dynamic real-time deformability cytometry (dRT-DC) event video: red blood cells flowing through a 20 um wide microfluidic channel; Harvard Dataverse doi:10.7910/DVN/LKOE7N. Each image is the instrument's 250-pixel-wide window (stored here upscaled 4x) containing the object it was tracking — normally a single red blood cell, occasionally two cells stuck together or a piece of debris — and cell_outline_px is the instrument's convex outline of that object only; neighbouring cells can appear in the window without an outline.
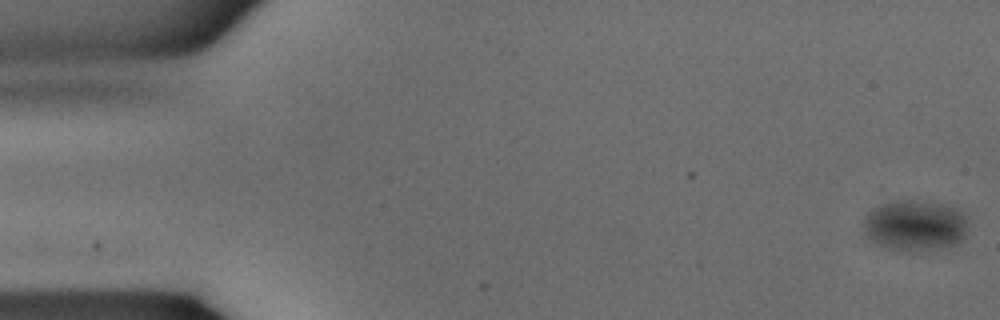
{"species": "common noctule bat (a hibernating species)", "species_latin": "Nyctalus noctula", "temperature_condition": "warm", "stored_images_in_passage": 36, "camera_frame_rate_fps": 3000, "um_per_image_px": 0.085, "animal": {"sex": "male", "body_mass_g": 15.6}, "frame": {"image": 1, "passage_image": 1, "time_ms": 0.0, "image_size_px": [1000, 320], "cell_outline_px": [[968, 228], [964, 240], [956, 244], [944, 248], [916, 252], [908, 252], [880, 248], [864, 232], [864, 216], [872, 208], [888, 196], [944, 204], [956, 208], [968, 216]], "centroid_in_image_um": [77.75, 19.13], "position_along_channel_um": 7.2, "area_um2": 32.77}}
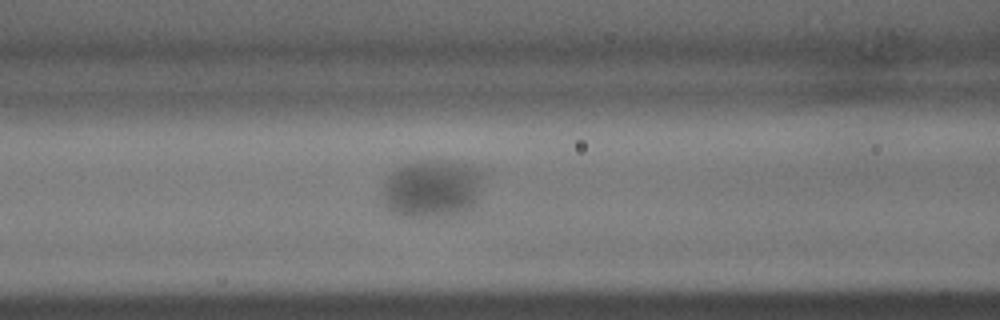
{"frame": {"image": 2, "passage_image": 15, "time_ms": 4.667, "image_size_px": [1000, 320], "cell_outline_px": [[488, 172], [476, 200], [472, 208], [464, 216], [396, 216], [388, 212], [384, 204], [380, 192], [388, 176], [396, 168], [404, 164], [428, 160], [444, 160], [472, 164]], "centroid_in_image_um": [36.79, 16.04], "position_along_channel_um": 129.8, "area_um2": 35.55}}
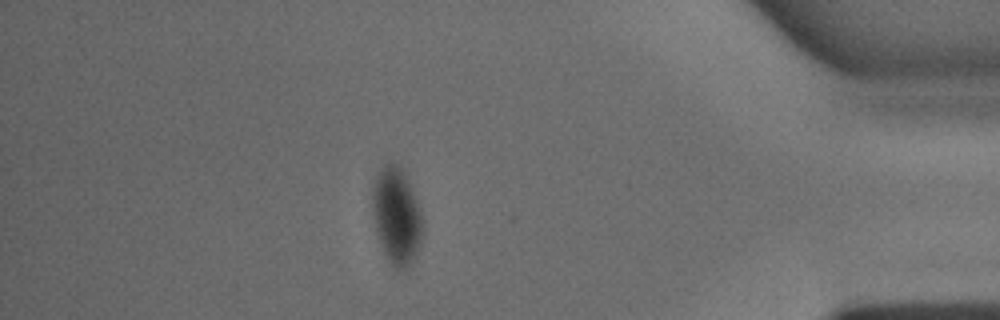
{"frame": {"image": 3, "passage_image": 32, "time_ms": 10.333, "image_size_px": [1000, 320], "cell_outline_px": [[420, 244], [416, 256], [404, 268], [396, 268], [388, 260], [384, 252], [376, 228], [372, 212], [372, 188], [376, 176], [384, 164], [392, 160], [404, 168], [420, 208]], "centroid_in_image_um": [33.68, 18.25], "position_along_channel_um": 401.5, "area_um2": 27.92}}